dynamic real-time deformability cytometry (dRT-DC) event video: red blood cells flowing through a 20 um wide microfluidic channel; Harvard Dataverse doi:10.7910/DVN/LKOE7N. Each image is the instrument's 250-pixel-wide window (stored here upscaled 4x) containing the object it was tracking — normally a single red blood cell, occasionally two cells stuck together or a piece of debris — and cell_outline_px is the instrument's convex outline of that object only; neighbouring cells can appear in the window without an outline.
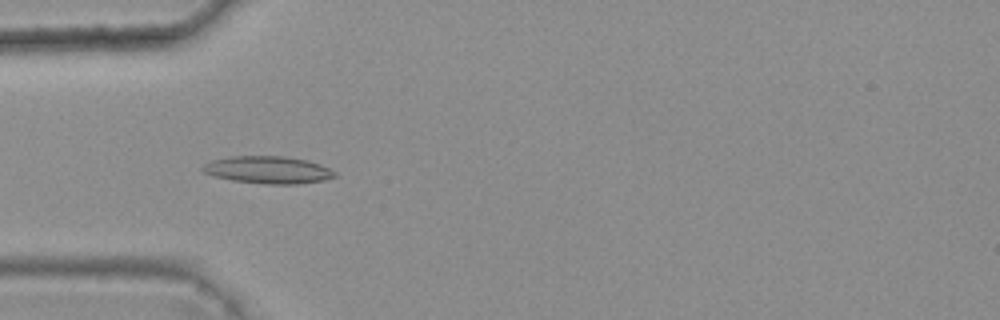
{"species": "common noctule bat (a hibernating species)", "species_latin": "Nyctalus noctula", "temperature_condition": "warm", "stored_images_in_passage": 5, "camera_frame_rate_fps": 3000, "um_per_image_px": 0.085, "animal": {"sex": "female", "body_mass_g": 25.1}, "frame": {"image": 1, "passage_image": 4, "time_ms": 1.0, "image_size_px": [1000, 320], "cell_outline_px": [[336, 176], [324, 180], [296, 184], [268, 184], [232, 180], [216, 176], [204, 172], [200, 168], [204, 164], [212, 160], [232, 156], [284, 156], [308, 160], [320, 164], [336, 172]], "centroid_in_image_um": [22.8, 14.43], "position_along_channel_um": 62.2, "area_um2": 20.92}}
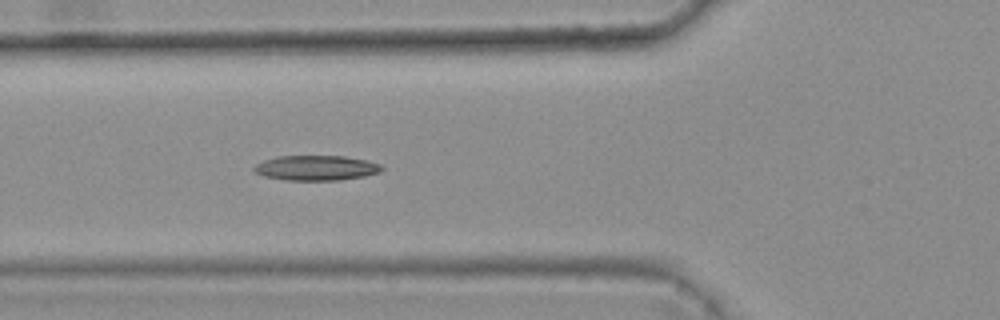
{"frame": {"image": 2, "passage_image": 5, "time_ms": 1.333, "image_size_px": [1000, 320], "cell_outline_px": [[384, 168], [380, 172], [364, 176], [340, 180], [288, 180], [264, 176], [256, 172], [252, 168], [256, 164], [264, 160], [280, 156], [344, 156], [364, 160], [380, 164]], "centroid_in_image_um": [26.88, 14.27], "position_along_channel_um": 98.9, "area_um2": 18.44}}